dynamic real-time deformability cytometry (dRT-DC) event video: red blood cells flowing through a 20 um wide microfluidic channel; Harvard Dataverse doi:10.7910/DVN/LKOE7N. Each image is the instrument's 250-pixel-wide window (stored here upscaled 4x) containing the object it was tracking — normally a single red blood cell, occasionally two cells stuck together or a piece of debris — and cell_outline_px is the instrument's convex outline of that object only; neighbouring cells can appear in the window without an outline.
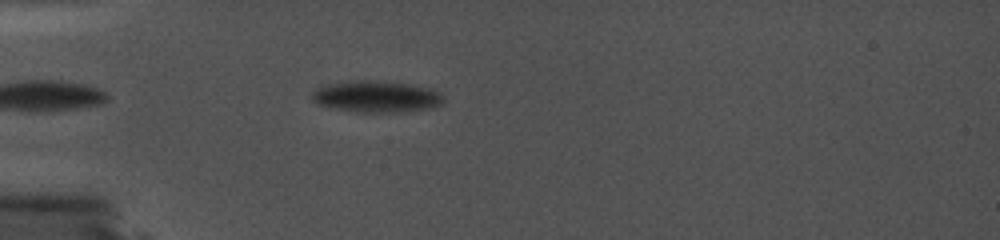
{"species": "common noctule bat (a hibernating species)", "species_latin": "Nyctalus noctula", "temperature_condition": "cold", "stored_images_in_passage": 44, "camera_frame_rate_fps": 5000, "um_per_image_px": 0.085, "animal": {"sex": "female", "body_mass_g": 19.0, "forearm_length_mm": 56.7}, "frame": {"image": 1, "passage_image": 8, "time_ms": 1.4, "image_size_px": [1000, 240], "cell_outline_px": [[444, 104], [432, 108], [404, 112], [356, 112], [332, 108], [316, 104], [312, 100], [312, 92], [316, 88], [324, 84], [344, 80], [376, 80], [408, 84], [428, 88], [440, 92], [444, 96]], "centroid_in_image_um": [31.97, 8.21], "position_along_channel_um": 53.0, "area_um2": 24.74}}
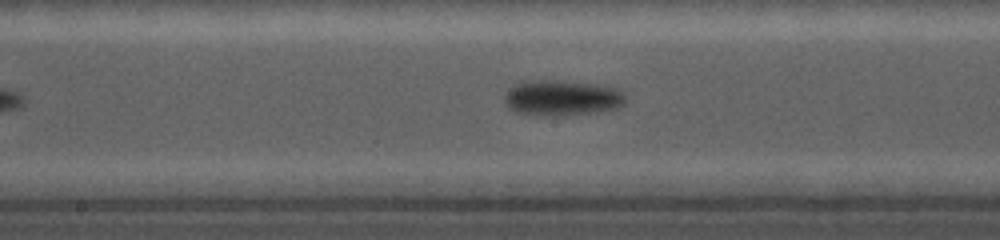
{"frame": {"image": 2, "passage_image": 31, "time_ms": 6.0, "image_size_px": [1000, 240], "cell_outline_px": [[624, 104], [616, 108], [596, 112], [564, 116], [536, 116], [516, 112], [508, 108], [504, 104], [504, 96], [520, 80], [556, 80], [596, 84], [616, 88], [624, 92]], "centroid_in_image_um": [47.73, 8.33], "position_along_channel_um": 200.5, "area_um2": 25.43}}
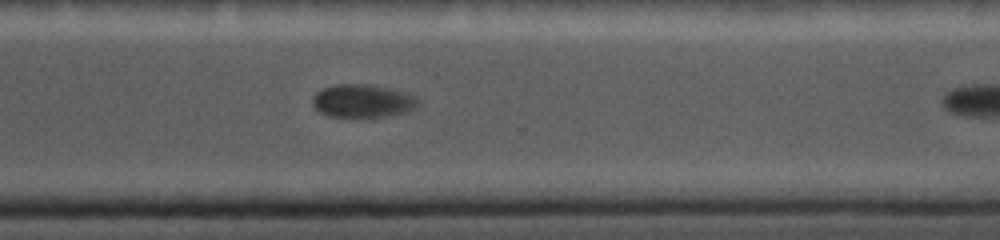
{"frame": {"image": 3, "passage_image": 43, "time_ms": 8.4, "image_size_px": [1000, 240], "cell_outline_px": [[420, 104], [416, 108], [408, 112], [388, 116], [328, 116], [320, 112], [312, 104], [312, 96], [316, 92], [332, 84], [372, 84], [404, 92], [416, 96], [420, 100]], "centroid_in_image_um": [30.85, 8.57], "position_along_channel_um": 339.7, "area_um2": 20.52}}